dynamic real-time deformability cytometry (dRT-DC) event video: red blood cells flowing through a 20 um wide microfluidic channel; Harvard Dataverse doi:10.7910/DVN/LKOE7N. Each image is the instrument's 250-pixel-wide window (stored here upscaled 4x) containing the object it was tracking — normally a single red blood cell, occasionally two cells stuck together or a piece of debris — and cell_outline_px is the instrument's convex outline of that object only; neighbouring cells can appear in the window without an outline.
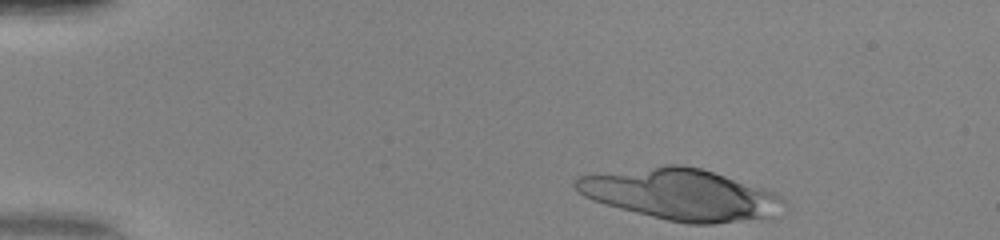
{"species": "human", "species_latin": "Homo sapiens", "temperature_condition": "warm", "stored_images_in_passage": 42, "camera_frame_rate_fps": 3000, "um_per_image_px": 0.085, "donor": {"sex": "female"}, "frame": {"image": 1, "passage_image": 1, "time_ms": 0.0, "image_size_px": [1000, 240], "cell_outline_px": [[788, 204], [772, 220], [712, 224], [688, 224], [668, 220], [604, 204], [592, 200], [584, 196], [572, 184], [576, 176], [664, 164], [680, 164], [700, 168], [764, 188], [776, 192]], "centroid_in_image_um": [57.96, 16.55], "position_along_channel_um": 27.0, "area_um2": 62.94}}